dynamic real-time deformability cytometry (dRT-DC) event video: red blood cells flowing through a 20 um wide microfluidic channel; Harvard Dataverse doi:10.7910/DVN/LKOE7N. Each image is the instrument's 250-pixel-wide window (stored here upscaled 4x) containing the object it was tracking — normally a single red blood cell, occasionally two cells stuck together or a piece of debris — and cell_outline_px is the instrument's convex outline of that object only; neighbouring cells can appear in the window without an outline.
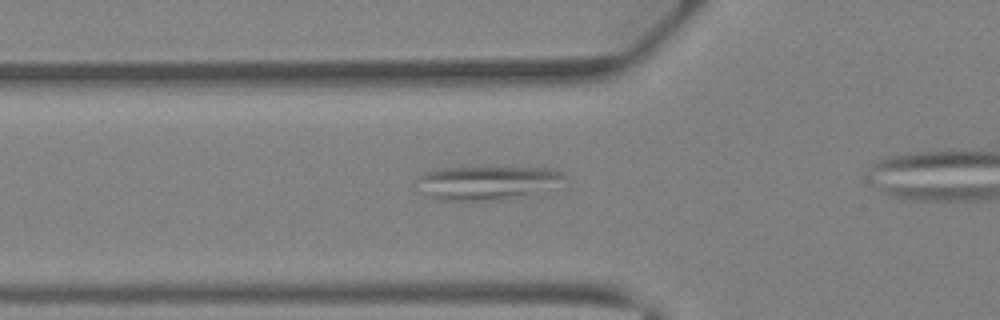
{"species": "Egyptian fruit bat (a non-hibernating species)", "species_latin": "Rousettus aegyptiacus", "temperature_condition": "warm", "stored_images_in_passage": 31, "camera_frame_rate_fps": 3000, "um_per_image_px": 0.085, "animal": {"sex": "female"}, "frame": {"image": 1, "passage_image": 8, "time_ms": 2.333, "image_size_px": [1000, 320], "cell_outline_px": [[568, 176], [560, 188], [512, 200], [436, 200], [428, 196], [416, 188], [412, 184], [424, 172], [432, 168], [552, 168], [564, 172]], "centroid_in_image_um": [41.49, 15.56], "position_along_channel_um": 84.3, "area_um2": 30.4}}
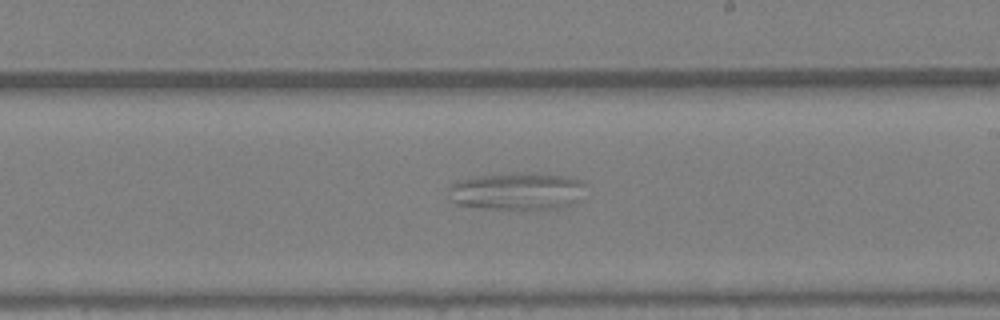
{"frame": {"image": 2, "passage_image": 18, "time_ms": 5.667, "image_size_px": [1000, 320], "cell_outline_px": [[584, 184], [572, 200], [568, 204], [556, 208], [488, 208], [456, 204], [452, 200], [448, 188], [456, 180], [480, 176], [516, 172], [520, 172], [564, 176], [580, 180]], "centroid_in_image_um": [43.81, 16.22], "position_along_channel_um": 245.2, "area_um2": 28.73}}
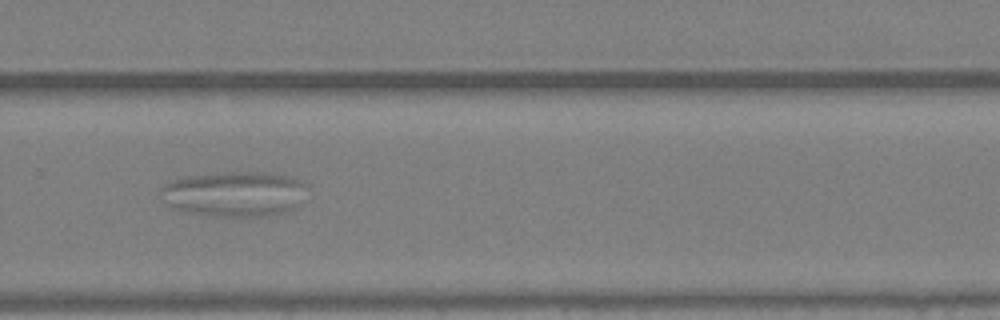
{"frame": {"image": 3, "passage_image": 22, "time_ms": 7.0, "image_size_px": [1000, 320], "cell_outline_px": [[304, 184], [296, 204], [292, 208], [284, 212], [260, 216], [216, 216], [192, 212], [176, 208], [160, 200], [160, 192], [172, 180], [184, 176], [216, 172], [268, 172], [288, 176], [300, 180]], "centroid_in_image_um": [19.84, 16.45], "position_along_channel_um": 310.0, "area_um2": 37.8}}